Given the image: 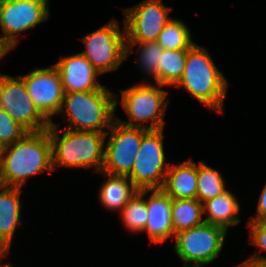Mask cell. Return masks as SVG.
<instances>
[{
  "label": "cell",
  "mask_w": 266,
  "mask_h": 267,
  "mask_svg": "<svg viewBox=\"0 0 266 267\" xmlns=\"http://www.w3.org/2000/svg\"><path fill=\"white\" fill-rule=\"evenodd\" d=\"M45 170L54 171L48 129L28 132L20 140L3 148L0 185L22 188L28 177Z\"/></svg>",
  "instance_id": "obj_1"
},
{
  "label": "cell",
  "mask_w": 266,
  "mask_h": 267,
  "mask_svg": "<svg viewBox=\"0 0 266 267\" xmlns=\"http://www.w3.org/2000/svg\"><path fill=\"white\" fill-rule=\"evenodd\" d=\"M227 80L214 64L210 53L194 44L187 53L184 72L175 87H184L196 100L222 112Z\"/></svg>",
  "instance_id": "obj_2"
},
{
  "label": "cell",
  "mask_w": 266,
  "mask_h": 267,
  "mask_svg": "<svg viewBox=\"0 0 266 267\" xmlns=\"http://www.w3.org/2000/svg\"><path fill=\"white\" fill-rule=\"evenodd\" d=\"M58 125L51 122L48 133L52 146L53 170L56 166L95 168L101 172L104 163V147L106 134L94 131H77L61 129L62 136L57 133ZM56 165V166H55Z\"/></svg>",
  "instance_id": "obj_3"
},
{
  "label": "cell",
  "mask_w": 266,
  "mask_h": 267,
  "mask_svg": "<svg viewBox=\"0 0 266 267\" xmlns=\"http://www.w3.org/2000/svg\"><path fill=\"white\" fill-rule=\"evenodd\" d=\"M117 96L110 90L64 93L59 113H64L70 124L66 129L106 134L103 129H110L116 119Z\"/></svg>",
  "instance_id": "obj_4"
},
{
  "label": "cell",
  "mask_w": 266,
  "mask_h": 267,
  "mask_svg": "<svg viewBox=\"0 0 266 267\" xmlns=\"http://www.w3.org/2000/svg\"><path fill=\"white\" fill-rule=\"evenodd\" d=\"M121 104L129 117L127 122L116 117L123 125L130 127H141L148 130H158L164 128V116L168 101L169 92L159 89L156 84L143 83L134 85L129 89L121 90ZM150 121V125H143Z\"/></svg>",
  "instance_id": "obj_5"
},
{
  "label": "cell",
  "mask_w": 266,
  "mask_h": 267,
  "mask_svg": "<svg viewBox=\"0 0 266 267\" xmlns=\"http://www.w3.org/2000/svg\"><path fill=\"white\" fill-rule=\"evenodd\" d=\"M227 230L207 222L174 235V250L183 267H202L220 254ZM192 263V264H191Z\"/></svg>",
  "instance_id": "obj_6"
},
{
  "label": "cell",
  "mask_w": 266,
  "mask_h": 267,
  "mask_svg": "<svg viewBox=\"0 0 266 267\" xmlns=\"http://www.w3.org/2000/svg\"><path fill=\"white\" fill-rule=\"evenodd\" d=\"M86 50L81 54L100 73L117 70L126 59V38L120 30L119 21L110 20L109 23L87 34L82 39Z\"/></svg>",
  "instance_id": "obj_7"
},
{
  "label": "cell",
  "mask_w": 266,
  "mask_h": 267,
  "mask_svg": "<svg viewBox=\"0 0 266 267\" xmlns=\"http://www.w3.org/2000/svg\"><path fill=\"white\" fill-rule=\"evenodd\" d=\"M163 129L148 130L142 137L131 173L127 176L138 190L161 189L170 165L166 164Z\"/></svg>",
  "instance_id": "obj_8"
},
{
  "label": "cell",
  "mask_w": 266,
  "mask_h": 267,
  "mask_svg": "<svg viewBox=\"0 0 266 267\" xmlns=\"http://www.w3.org/2000/svg\"><path fill=\"white\" fill-rule=\"evenodd\" d=\"M48 0H1V45L9 52L19 42L18 33L49 18Z\"/></svg>",
  "instance_id": "obj_9"
},
{
  "label": "cell",
  "mask_w": 266,
  "mask_h": 267,
  "mask_svg": "<svg viewBox=\"0 0 266 267\" xmlns=\"http://www.w3.org/2000/svg\"><path fill=\"white\" fill-rule=\"evenodd\" d=\"M106 133L108 142L104 147V163L101 171L128 176L134 166L143 135L148 129L130 127L115 119Z\"/></svg>",
  "instance_id": "obj_10"
},
{
  "label": "cell",
  "mask_w": 266,
  "mask_h": 267,
  "mask_svg": "<svg viewBox=\"0 0 266 267\" xmlns=\"http://www.w3.org/2000/svg\"><path fill=\"white\" fill-rule=\"evenodd\" d=\"M0 107L27 132L44 131L51 124L36 108L20 76L0 73Z\"/></svg>",
  "instance_id": "obj_11"
},
{
  "label": "cell",
  "mask_w": 266,
  "mask_h": 267,
  "mask_svg": "<svg viewBox=\"0 0 266 267\" xmlns=\"http://www.w3.org/2000/svg\"><path fill=\"white\" fill-rule=\"evenodd\" d=\"M171 7L162 0H144L131 8H124L126 42H157L160 32L171 18Z\"/></svg>",
  "instance_id": "obj_12"
},
{
  "label": "cell",
  "mask_w": 266,
  "mask_h": 267,
  "mask_svg": "<svg viewBox=\"0 0 266 267\" xmlns=\"http://www.w3.org/2000/svg\"><path fill=\"white\" fill-rule=\"evenodd\" d=\"M20 77L36 108L51 123L52 115L60 112L65 93L57 68H36Z\"/></svg>",
  "instance_id": "obj_13"
},
{
  "label": "cell",
  "mask_w": 266,
  "mask_h": 267,
  "mask_svg": "<svg viewBox=\"0 0 266 267\" xmlns=\"http://www.w3.org/2000/svg\"><path fill=\"white\" fill-rule=\"evenodd\" d=\"M54 66L60 74L65 93L108 90L97 81L100 73L81 53L64 56Z\"/></svg>",
  "instance_id": "obj_14"
},
{
  "label": "cell",
  "mask_w": 266,
  "mask_h": 267,
  "mask_svg": "<svg viewBox=\"0 0 266 267\" xmlns=\"http://www.w3.org/2000/svg\"><path fill=\"white\" fill-rule=\"evenodd\" d=\"M151 191L146 200L148 217L144 231L152 242L163 243L175 235L171 217L172 198L162 188Z\"/></svg>",
  "instance_id": "obj_15"
},
{
  "label": "cell",
  "mask_w": 266,
  "mask_h": 267,
  "mask_svg": "<svg viewBox=\"0 0 266 267\" xmlns=\"http://www.w3.org/2000/svg\"><path fill=\"white\" fill-rule=\"evenodd\" d=\"M162 189L172 199H196L197 164L189 159L170 165Z\"/></svg>",
  "instance_id": "obj_16"
},
{
  "label": "cell",
  "mask_w": 266,
  "mask_h": 267,
  "mask_svg": "<svg viewBox=\"0 0 266 267\" xmlns=\"http://www.w3.org/2000/svg\"><path fill=\"white\" fill-rule=\"evenodd\" d=\"M0 189V238L11 246L16 227L21 224V187L0 185Z\"/></svg>",
  "instance_id": "obj_17"
},
{
  "label": "cell",
  "mask_w": 266,
  "mask_h": 267,
  "mask_svg": "<svg viewBox=\"0 0 266 267\" xmlns=\"http://www.w3.org/2000/svg\"><path fill=\"white\" fill-rule=\"evenodd\" d=\"M100 173L108 176L100 186L99 200L101 204L108 210L122 211L138 189L127 176L109 174L104 171Z\"/></svg>",
  "instance_id": "obj_18"
},
{
  "label": "cell",
  "mask_w": 266,
  "mask_h": 267,
  "mask_svg": "<svg viewBox=\"0 0 266 267\" xmlns=\"http://www.w3.org/2000/svg\"><path fill=\"white\" fill-rule=\"evenodd\" d=\"M239 212L240 205L229 190L203 203V213L208 214L204 222L220 226L227 231L229 226L240 223Z\"/></svg>",
  "instance_id": "obj_19"
},
{
  "label": "cell",
  "mask_w": 266,
  "mask_h": 267,
  "mask_svg": "<svg viewBox=\"0 0 266 267\" xmlns=\"http://www.w3.org/2000/svg\"><path fill=\"white\" fill-rule=\"evenodd\" d=\"M203 204L196 199H172L171 217L174 234L204 222Z\"/></svg>",
  "instance_id": "obj_20"
},
{
  "label": "cell",
  "mask_w": 266,
  "mask_h": 267,
  "mask_svg": "<svg viewBox=\"0 0 266 267\" xmlns=\"http://www.w3.org/2000/svg\"><path fill=\"white\" fill-rule=\"evenodd\" d=\"M189 49L164 50L158 65V86H175L185 69Z\"/></svg>",
  "instance_id": "obj_21"
},
{
  "label": "cell",
  "mask_w": 266,
  "mask_h": 267,
  "mask_svg": "<svg viewBox=\"0 0 266 267\" xmlns=\"http://www.w3.org/2000/svg\"><path fill=\"white\" fill-rule=\"evenodd\" d=\"M227 189L222 175L203 161L197 164V194L196 198L203 204L215 198Z\"/></svg>",
  "instance_id": "obj_22"
},
{
  "label": "cell",
  "mask_w": 266,
  "mask_h": 267,
  "mask_svg": "<svg viewBox=\"0 0 266 267\" xmlns=\"http://www.w3.org/2000/svg\"><path fill=\"white\" fill-rule=\"evenodd\" d=\"M150 191L151 189L138 190L120 213L122 223L132 233L143 232L145 229L148 212L144 196Z\"/></svg>",
  "instance_id": "obj_23"
},
{
  "label": "cell",
  "mask_w": 266,
  "mask_h": 267,
  "mask_svg": "<svg viewBox=\"0 0 266 267\" xmlns=\"http://www.w3.org/2000/svg\"><path fill=\"white\" fill-rule=\"evenodd\" d=\"M157 43L164 50L190 49L195 43L191 40V32L179 19H170L160 32Z\"/></svg>",
  "instance_id": "obj_24"
},
{
  "label": "cell",
  "mask_w": 266,
  "mask_h": 267,
  "mask_svg": "<svg viewBox=\"0 0 266 267\" xmlns=\"http://www.w3.org/2000/svg\"><path fill=\"white\" fill-rule=\"evenodd\" d=\"M137 44L139 45L137 60H139L141 69L148 76L155 78L158 85V65L164 48L157 42H126V58L133 51L129 45L136 46Z\"/></svg>",
  "instance_id": "obj_25"
},
{
  "label": "cell",
  "mask_w": 266,
  "mask_h": 267,
  "mask_svg": "<svg viewBox=\"0 0 266 267\" xmlns=\"http://www.w3.org/2000/svg\"><path fill=\"white\" fill-rule=\"evenodd\" d=\"M28 133L0 107V144L4 147L20 140Z\"/></svg>",
  "instance_id": "obj_26"
},
{
  "label": "cell",
  "mask_w": 266,
  "mask_h": 267,
  "mask_svg": "<svg viewBox=\"0 0 266 267\" xmlns=\"http://www.w3.org/2000/svg\"><path fill=\"white\" fill-rule=\"evenodd\" d=\"M250 228V243L266 252V221H248Z\"/></svg>",
  "instance_id": "obj_27"
},
{
  "label": "cell",
  "mask_w": 266,
  "mask_h": 267,
  "mask_svg": "<svg viewBox=\"0 0 266 267\" xmlns=\"http://www.w3.org/2000/svg\"><path fill=\"white\" fill-rule=\"evenodd\" d=\"M257 217H252L249 221H266V185L263 188L256 208Z\"/></svg>",
  "instance_id": "obj_28"
},
{
  "label": "cell",
  "mask_w": 266,
  "mask_h": 267,
  "mask_svg": "<svg viewBox=\"0 0 266 267\" xmlns=\"http://www.w3.org/2000/svg\"><path fill=\"white\" fill-rule=\"evenodd\" d=\"M239 267H266V257L261 254H254L245 260Z\"/></svg>",
  "instance_id": "obj_29"
},
{
  "label": "cell",
  "mask_w": 266,
  "mask_h": 267,
  "mask_svg": "<svg viewBox=\"0 0 266 267\" xmlns=\"http://www.w3.org/2000/svg\"><path fill=\"white\" fill-rule=\"evenodd\" d=\"M10 250V246L0 238V256L5 258ZM0 267H12L10 263L3 264L0 261Z\"/></svg>",
  "instance_id": "obj_30"
},
{
  "label": "cell",
  "mask_w": 266,
  "mask_h": 267,
  "mask_svg": "<svg viewBox=\"0 0 266 267\" xmlns=\"http://www.w3.org/2000/svg\"><path fill=\"white\" fill-rule=\"evenodd\" d=\"M6 54H8V51L0 43V59H2Z\"/></svg>",
  "instance_id": "obj_31"
},
{
  "label": "cell",
  "mask_w": 266,
  "mask_h": 267,
  "mask_svg": "<svg viewBox=\"0 0 266 267\" xmlns=\"http://www.w3.org/2000/svg\"><path fill=\"white\" fill-rule=\"evenodd\" d=\"M2 153H3V146L0 144V160H1V157H2Z\"/></svg>",
  "instance_id": "obj_32"
}]
</instances>
